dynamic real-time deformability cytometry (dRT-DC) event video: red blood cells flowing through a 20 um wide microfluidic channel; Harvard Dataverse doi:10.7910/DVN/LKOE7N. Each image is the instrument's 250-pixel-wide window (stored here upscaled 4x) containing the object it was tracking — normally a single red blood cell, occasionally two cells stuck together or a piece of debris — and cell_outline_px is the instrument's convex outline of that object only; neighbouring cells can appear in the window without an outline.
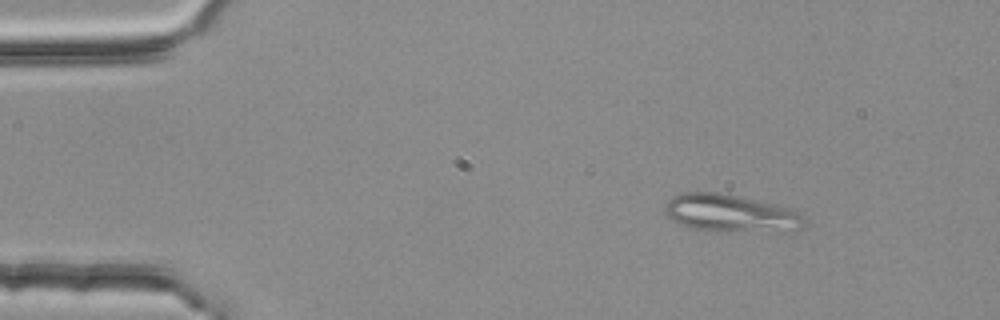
{"species": "common noctule bat (a hibernating species)", "species_latin": "Nyctalus noctula", "temperature_condition": "room temperature", "stored_images_in_passage": 4, "camera_frame_rate_fps": 3000, "um_per_image_px": 0.085, "animal": {"sex": "female", "body_mass_g": 25.1}, "frame": {"image": 1, "passage_image": 2, "time_ms": 0.333, "image_size_px": [1000, 320], "cell_outline_px": [[808, 220], [800, 228], [688, 228], [680, 224], [668, 216], [664, 212], [664, 208], [668, 200], [672, 196], [684, 192], [716, 192], [756, 200], [792, 208]], "centroid_in_image_um": [62.0, 18.03], "position_along_channel_um": 23.0, "area_um2": 28.5}}
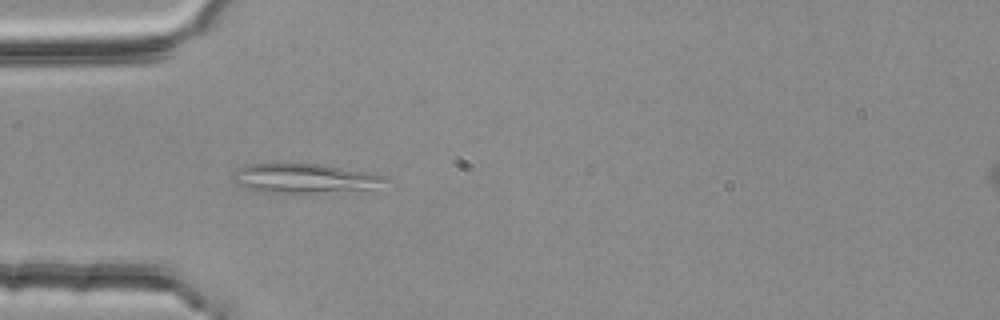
{"frame": {"image": 2, "passage_image": 4, "time_ms": 1.0, "image_size_px": [1000, 320], "cell_outline_px": [[392, 180], [372, 188], [284, 196], [256, 192], [236, 184], [232, 180], [232, 172], [248, 164], [276, 160], [324, 164], [368, 172], [388, 176]], "centroid_in_image_um": [25.77, 15.15], "position_along_channel_um": 59.2, "area_um2": 28.26}}